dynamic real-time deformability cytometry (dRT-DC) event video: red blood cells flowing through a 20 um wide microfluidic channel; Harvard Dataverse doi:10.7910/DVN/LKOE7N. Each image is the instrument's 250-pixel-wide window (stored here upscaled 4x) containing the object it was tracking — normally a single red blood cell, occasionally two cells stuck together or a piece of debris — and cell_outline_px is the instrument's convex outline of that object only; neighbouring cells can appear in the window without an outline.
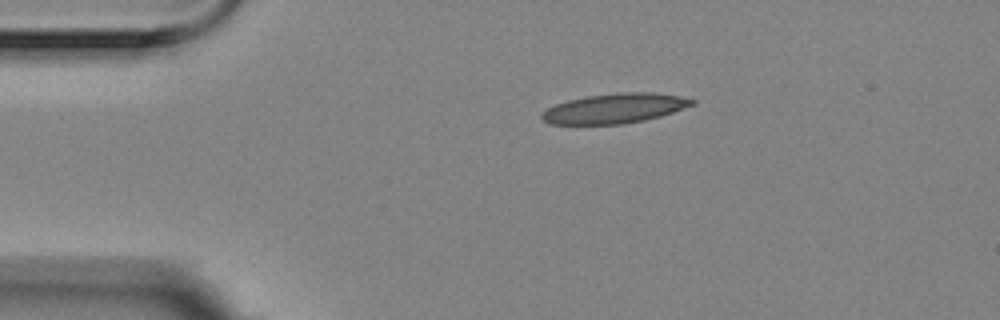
{"species": "Egyptian fruit bat (a non-hibernating species)", "species_latin": "Rousettus aegyptiacus", "temperature_condition": "room temperature", "stored_images_in_passage": 3, "camera_frame_rate_fps": 3000, "um_per_image_px": 0.085, "animal": {"sex": "female"}, "frame": {"image": 1, "passage_image": 1, "time_ms": 0.0, "image_size_px": [1000, 320], "cell_outline_px": [[696, 104], [660, 116], [644, 120], [624, 124], [548, 124], [540, 116], [540, 112], [556, 104], [568, 100], [588, 96], [616, 92], [656, 92], [680, 96], [696, 100]], "centroid_in_image_um": [52.26, 9.2], "position_along_channel_um": 32.7, "area_um2": 26.18}}
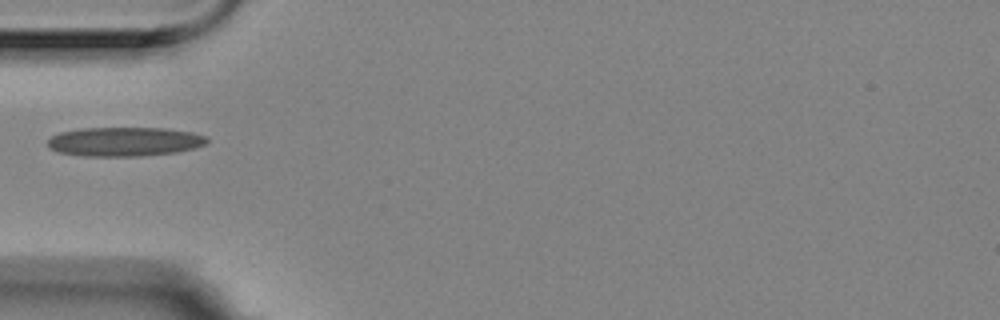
{"frame": {"image": 2, "passage_image": 3, "time_ms": 0.667, "image_size_px": [1000, 320], "cell_outline_px": [[208, 144], [196, 148], [176, 152], [140, 156], [84, 156], [56, 152], [48, 148], [48, 140], [52, 136], [60, 132], [80, 128], [164, 128], [192, 132], [204, 136], [208, 140]], "centroid_in_image_um": [10.57, 12.04], "position_along_channel_um": 74.4, "area_um2": 27.22}}